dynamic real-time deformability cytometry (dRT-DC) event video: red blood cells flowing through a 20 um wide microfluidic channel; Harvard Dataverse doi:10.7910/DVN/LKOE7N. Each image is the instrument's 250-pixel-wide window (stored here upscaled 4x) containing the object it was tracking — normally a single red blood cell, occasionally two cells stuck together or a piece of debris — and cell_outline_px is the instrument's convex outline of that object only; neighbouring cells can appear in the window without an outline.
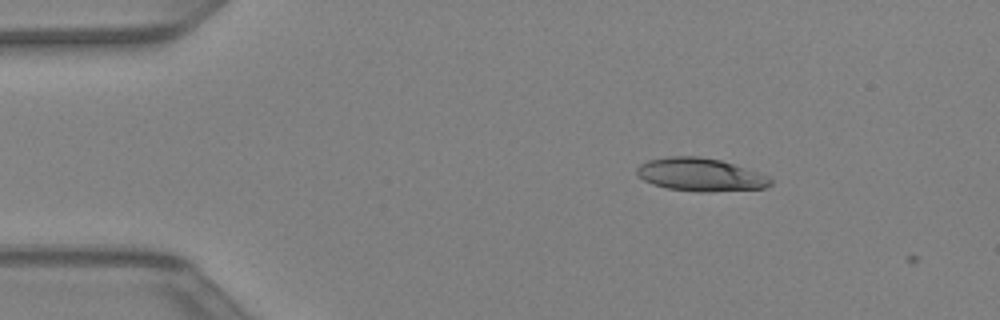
{"species": "Egyptian fruit bat (a non-hibernating species)", "species_latin": "Rousettus aegyptiacus", "temperature_condition": "warm", "stored_images_in_passage": 2, "camera_frame_rate_fps": 3000, "um_per_image_px": 0.085, "animal": {"sex": "female"}, "frame": {"image": 1, "passage_image": 1, "time_ms": 0.0, "image_size_px": [1000, 320], "cell_outline_px": [[772, 184], [768, 188], [708, 192], [700, 192], [668, 188], [652, 184], [644, 180], [636, 172], [636, 168], [640, 164], [648, 160], [668, 156], [700, 156], [720, 160], [768, 176], [772, 180]], "centroid_in_image_um": [59.53, 14.85], "position_along_channel_um": 25.5, "area_um2": 25.66}}